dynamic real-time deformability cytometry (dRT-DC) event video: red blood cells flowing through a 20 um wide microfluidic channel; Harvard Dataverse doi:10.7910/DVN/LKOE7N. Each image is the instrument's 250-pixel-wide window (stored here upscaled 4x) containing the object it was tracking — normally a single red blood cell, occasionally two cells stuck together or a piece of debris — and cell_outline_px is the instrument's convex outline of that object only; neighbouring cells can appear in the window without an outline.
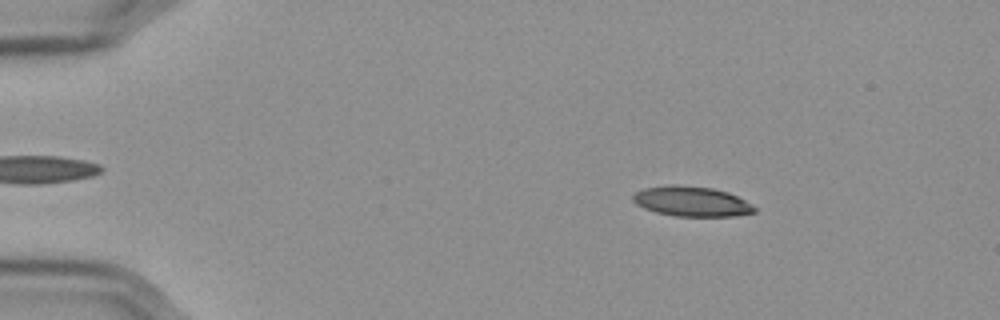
{"species": "Egyptian fruit bat (a non-hibernating species)", "species_latin": "Rousettus aegyptiacus", "temperature_condition": "cold", "stored_images_in_passage": 53, "camera_frame_rate_fps": 3000, "um_per_image_px": 0.085, "frame": {"image": 1, "passage_image": 5, "time_ms": 1.333, "image_size_px": [1000, 320], "cell_outline_px": [[756, 212], [732, 216], [676, 216], [656, 212], [644, 208], [636, 204], [632, 200], [632, 196], [636, 192], [644, 188], [672, 184], [712, 188], [728, 192], [752, 204], [756, 208]], "centroid_in_image_um": [58.78, 17.12], "position_along_channel_um": 26.2, "area_um2": 21.15}}
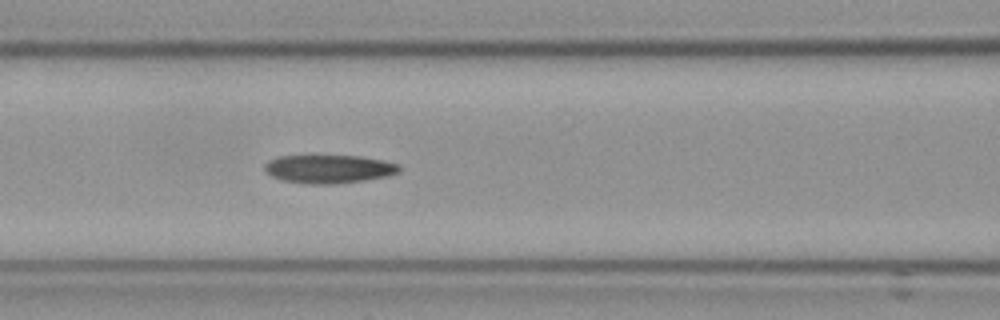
{"frame": {"image": 2, "passage_image": 21, "time_ms": 6.667, "image_size_px": [1000, 320], "cell_outline_px": [[400, 172], [388, 176], [364, 180], [332, 184], [308, 184], [280, 180], [264, 172], [264, 164], [268, 160], [276, 156], [360, 156], [400, 164]], "centroid_in_image_um": [27.91, 14.36], "position_along_channel_um": 138.7, "area_um2": 22.37}}
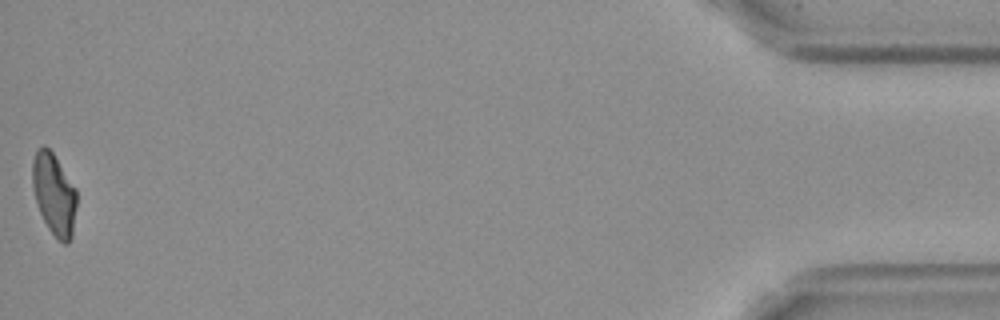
{"frame": {"image": 3, "passage_image": 53, "time_ms": 17.333, "image_size_px": [1000, 320], "cell_outline_px": [[76, 208], [72, 236], [68, 244], [64, 244], [56, 240], [48, 228], [40, 212], [36, 200], [32, 184], [32, 160], [36, 152], [44, 144], [52, 152], [76, 188]], "centroid_in_image_um": [4.6, 16.54], "position_along_channel_um": 430.6, "area_um2": 21.04}, "authors_computed_cell_mechanics": {"area_um2": 21.7906, "velocity_mm_per_s": 3.5712, "shape_relaxation_time_tau1_ms": null, "shape_relaxation_time_tau2_ms": 4.6998, "deformation_change_tau1": null, "deformation_change_tau2": 0.1288}}